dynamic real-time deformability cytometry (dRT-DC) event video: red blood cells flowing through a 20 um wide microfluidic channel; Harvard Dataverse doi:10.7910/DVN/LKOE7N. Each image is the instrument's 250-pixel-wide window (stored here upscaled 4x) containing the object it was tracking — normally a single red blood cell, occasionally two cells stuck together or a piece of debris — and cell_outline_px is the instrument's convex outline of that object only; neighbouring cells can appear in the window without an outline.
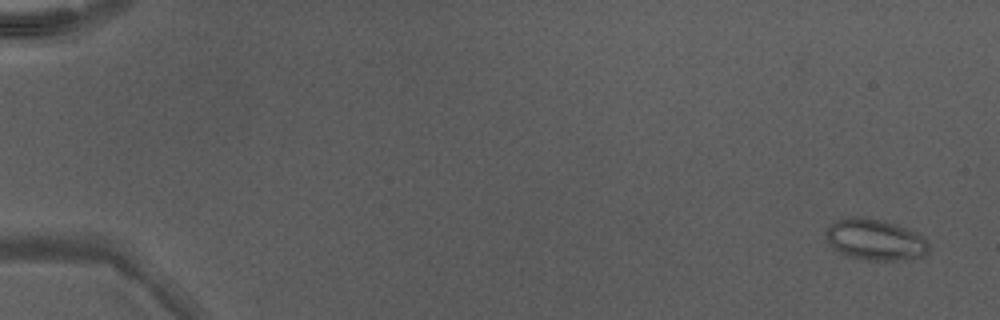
{"species": "Egyptian fruit bat (a non-hibernating species)", "species_latin": "Rousettus aegyptiacus", "temperature_condition": "warm", "stored_images_in_passage": 27, "camera_frame_rate_fps": 3000, "um_per_image_px": 0.085, "animal": {"sex": "male"}, "frame": {"image": 1, "passage_image": 3, "time_ms": 0.667, "image_size_px": [1000, 320], "cell_outline_px": [[928, 252], [924, 256], [904, 260], [860, 260], [840, 252], [832, 248], [828, 244], [824, 236], [824, 232], [840, 216], [864, 216], [884, 220], [908, 228], [924, 236], [928, 240]], "centroid_in_image_um": [74.37, 20.35], "position_along_channel_um": 10.6, "area_um2": 25.37}}
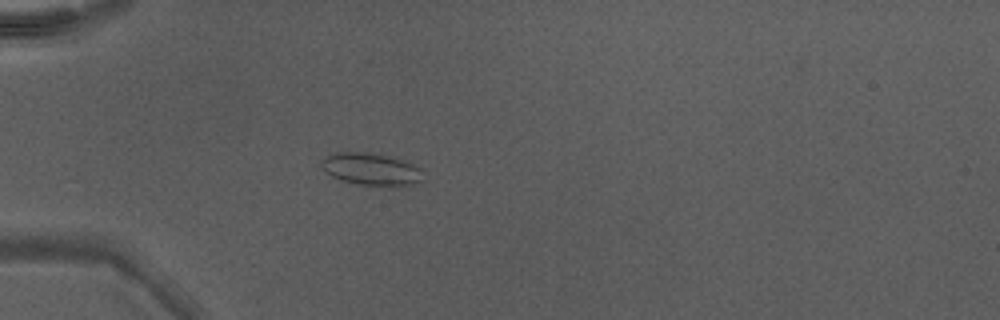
{"frame": {"image": 2, "passage_image": 17, "time_ms": 5.333, "image_size_px": [1000, 320], "cell_outline_px": [[424, 180], [412, 184], [356, 184], [332, 176], [320, 164], [328, 156], [336, 152], [368, 152], [392, 156], [424, 168]], "centroid_in_image_um": [31.63, 14.34], "position_along_channel_um": 53.4, "area_um2": 18.73}}
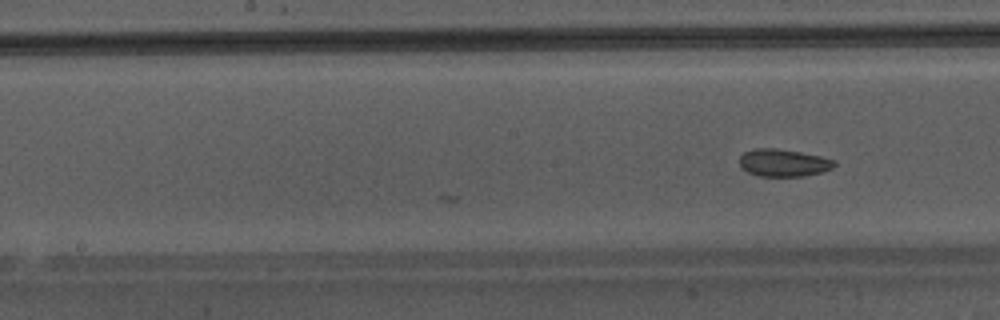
{"frame": {"image": 3, "passage_image": 27, "time_ms": 8.667, "image_size_px": [1000, 320], "cell_outline_px": [[836, 164], [832, 168], [820, 172], [804, 176], [760, 176], [748, 172], [740, 168], [740, 156], [744, 152], [756, 148], [776, 148], [800, 152], [820, 156], [836, 160]], "centroid_in_image_um": [66.58, 13.83], "position_along_channel_um": 181.6, "area_um2": 15.14}}